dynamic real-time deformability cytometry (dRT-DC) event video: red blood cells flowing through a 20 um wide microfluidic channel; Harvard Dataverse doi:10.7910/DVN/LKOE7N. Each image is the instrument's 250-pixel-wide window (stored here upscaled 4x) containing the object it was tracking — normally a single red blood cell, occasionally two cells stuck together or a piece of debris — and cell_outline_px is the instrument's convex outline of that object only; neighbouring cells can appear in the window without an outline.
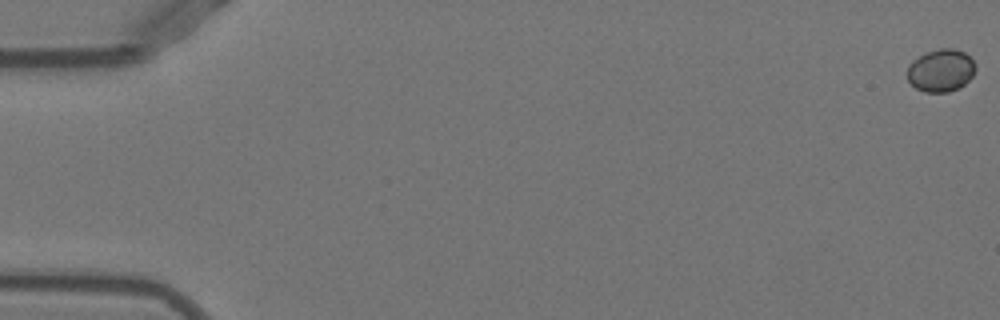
{"species": "Egyptian fruit bat (a non-hibernating species)", "species_latin": "Rousettus aegyptiacus", "temperature_condition": "warm", "stored_images_in_passage": 15, "camera_frame_rate_fps": 3000, "um_per_image_px": 0.085, "animal": {"sex": "female"}, "frame": {"image": 1, "passage_image": 1, "time_ms": 0.0, "image_size_px": [1000, 320], "cell_outline_px": [[976, 68], [972, 76], [960, 88], [948, 92], [924, 92], [916, 88], [908, 80], [908, 64], [912, 60], [924, 52], [940, 48], [952, 48], [964, 52], [976, 64]], "centroid_in_image_um": [79.96, 5.98], "position_along_channel_um": 5.0, "area_um2": 17.05}}
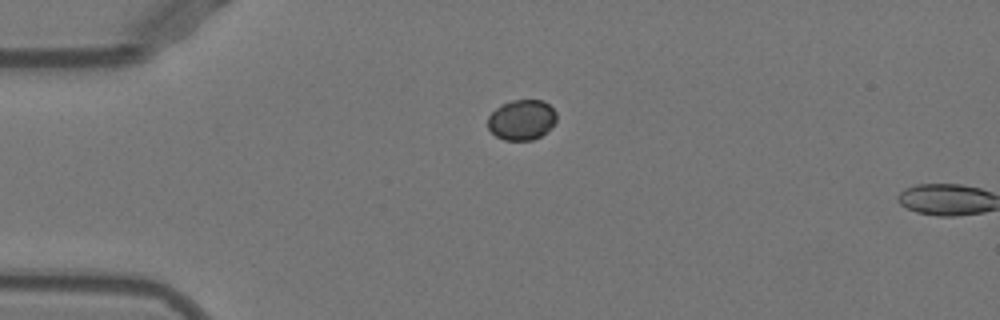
{"frame": {"image": 2, "passage_image": 14, "time_ms": 4.333, "image_size_px": [1000, 320], "cell_outline_px": [[556, 120], [540, 136], [532, 140], [504, 140], [496, 136], [488, 128], [488, 116], [500, 104], [512, 100], [544, 100], [556, 112]], "centroid_in_image_um": [44.31, 10.17], "position_along_channel_um": 40.7, "area_um2": 16.01}}